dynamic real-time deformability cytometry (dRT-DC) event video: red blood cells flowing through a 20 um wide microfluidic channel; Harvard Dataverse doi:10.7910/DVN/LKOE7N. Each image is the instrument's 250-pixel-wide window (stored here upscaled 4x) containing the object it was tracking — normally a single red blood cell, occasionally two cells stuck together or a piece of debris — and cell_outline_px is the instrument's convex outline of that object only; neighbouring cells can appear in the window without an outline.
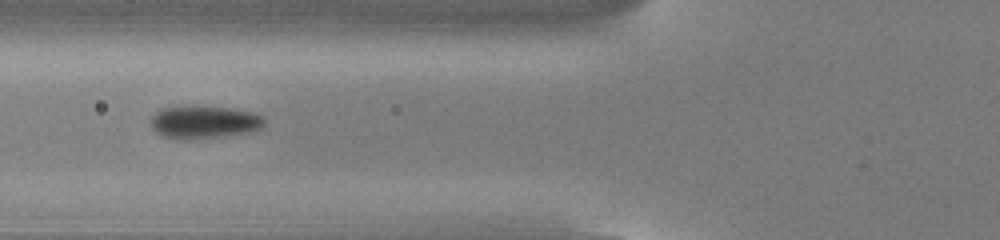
{"species": "common noctule bat (a hibernating species)", "species_latin": "Nyctalus noctula", "temperature_condition": "cold", "stored_images_in_passage": 17, "camera_frame_rate_fps": 3000, "um_per_image_px": 0.085, "animal": {"sex": "male", "body_mass_g": 13.0, "forearm_length_mm": 53.1}, "frame": {"image": 1, "passage_image": 6, "time_ms": 1.667, "image_size_px": [1000, 240], "cell_outline_px": [[264, 124], [256, 132], [188, 140], [176, 140], [160, 136], [152, 128], [152, 116], [156, 112], [164, 108], [232, 108], [252, 112], [264, 116]], "centroid_in_image_um": [17.39, 10.43], "position_along_channel_um": 108.4, "area_um2": 21.44}}
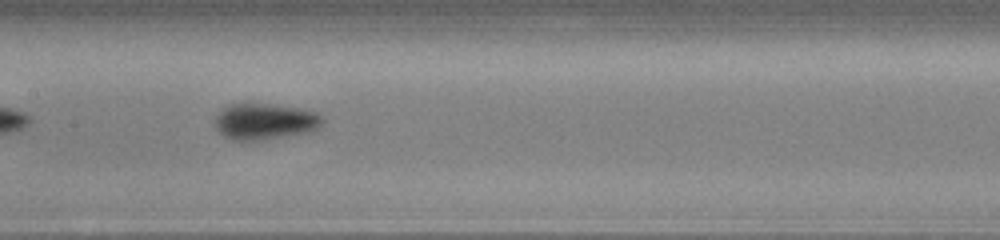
{"frame": {"image": 2, "passage_image": 12, "time_ms": 3.667, "image_size_px": [1000, 240], "cell_outline_px": [[324, 120], [316, 128], [304, 132], [260, 140], [232, 140], [224, 136], [216, 128], [216, 116], [228, 104], [268, 104], [300, 108], [316, 112]], "centroid_in_image_um": [22.48, 10.31], "position_along_channel_um": 184.9, "area_um2": 22.08}}
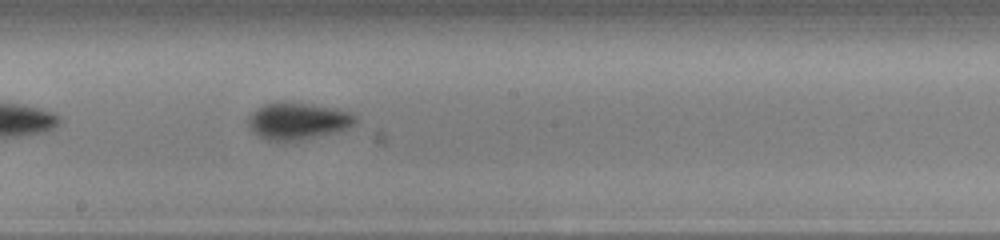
{"frame": {"image": 3, "passage_image": 15, "time_ms": 4.667, "image_size_px": [1000, 240], "cell_outline_px": [[356, 120], [352, 124], [344, 128], [332, 132], [284, 144], [264, 140], [252, 132], [248, 124], [248, 116], [256, 108], [264, 104], [280, 100], [284, 100], [312, 104], [336, 108], [348, 112], [356, 116]], "centroid_in_image_um": [25.19, 10.28], "position_along_channel_um": 223.0, "area_um2": 23.52}}